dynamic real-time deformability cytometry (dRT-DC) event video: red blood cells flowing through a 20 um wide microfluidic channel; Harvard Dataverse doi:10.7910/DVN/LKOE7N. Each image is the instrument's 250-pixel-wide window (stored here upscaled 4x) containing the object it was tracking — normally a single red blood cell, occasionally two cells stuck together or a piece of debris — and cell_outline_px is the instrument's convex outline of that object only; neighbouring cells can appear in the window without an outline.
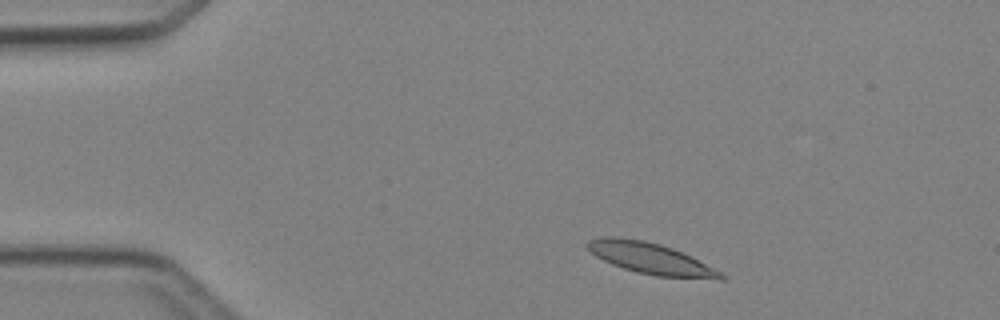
{"species": "Egyptian fruit bat (a non-hibernating species)", "species_latin": "Rousettus aegyptiacus", "temperature_condition": "cold", "stored_images_in_passage": 3, "camera_frame_rate_fps": 3000, "um_per_image_px": 0.085, "animal": {"sex": "female"}, "frame": {"image": 1, "passage_image": 1, "time_ms": 0.0, "image_size_px": [1000, 320], "cell_outline_px": [[728, 280], [720, 280], [656, 276], [636, 272], [612, 264], [596, 256], [584, 244], [588, 240], [604, 236], [612, 236], [644, 240], [660, 244], [672, 248], [692, 256], [728, 276]], "centroid_in_image_um": [55.36, 21.98], "position_along_channel_um": 29.6, "area_um2": 24.45}}
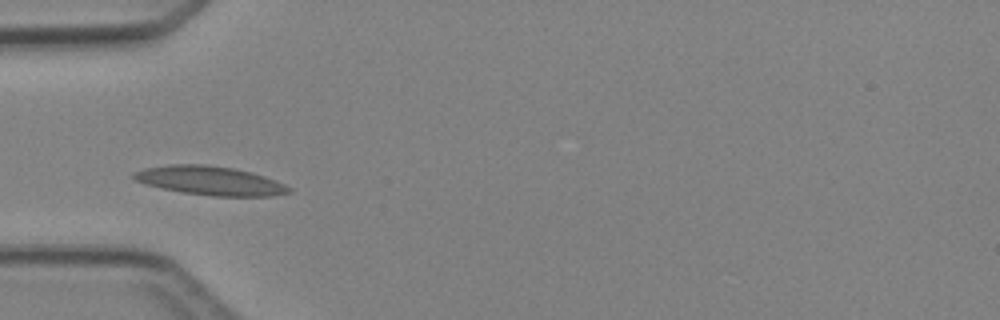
{"frame": {"image": 2, "passage_image": 3, "time_ms": 2.333, "image_size_px": [1000, 320], "cell_outline_px": [[292, 192], [272, 196], [212, 196], [180, 192], [160, 188], [144, 184], [136, 180], [132, 176], [132, 172], [144, 168], [168, 164], [204, 164], [232, 168], [252, 172], [264, 176], [284, 184], [292, 188]], "centroid_in_image_um": [17.83, 15.36], "position_along_channel_um": 67.2, "area_um2": 26.3}}